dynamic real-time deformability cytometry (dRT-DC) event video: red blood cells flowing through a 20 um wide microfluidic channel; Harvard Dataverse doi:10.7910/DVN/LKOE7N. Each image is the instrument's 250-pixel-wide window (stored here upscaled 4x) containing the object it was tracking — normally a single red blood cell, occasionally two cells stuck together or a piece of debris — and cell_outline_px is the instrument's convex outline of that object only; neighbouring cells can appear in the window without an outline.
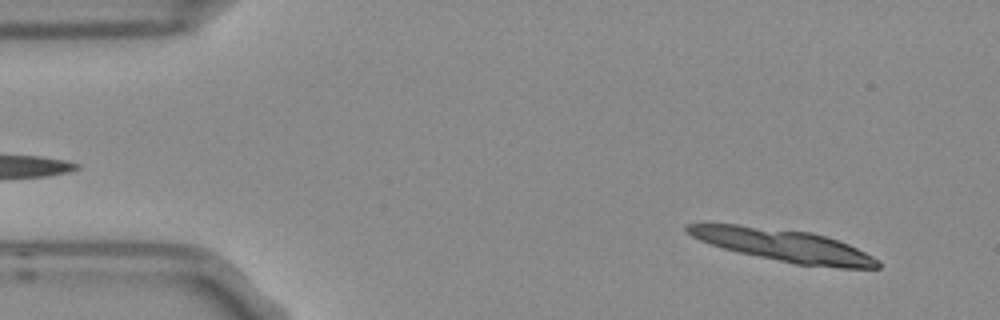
{"species": "Egyptian fruit bat (a non-hibernating species)", "species_latin": "Rousettus aegyptiacus", "temperature_condition": "room temperature", "stored_images_in_passage": 4, "segment_of_instrument_passage": [2, 2], "camera_frame_rate_fps": 3000, "um_per_image_px": 0.085, "frame": {"image": 1, "passage_image": 4, "time_ms": 1.0, "image_size_px": [1000, 320], "cell_outline_px": [[880, 268], [840, 268], [796, 264], [740, 252], [724, 248], [700, 240], [692, 236], [684, 228], [688, 224], [736, 224], [812, 232], [848, 244], [880, 260]], "centroid_in_image_um": [66.65, 20.86], "position_along_channel_um": 18.3, "area_um2": 35.2}}